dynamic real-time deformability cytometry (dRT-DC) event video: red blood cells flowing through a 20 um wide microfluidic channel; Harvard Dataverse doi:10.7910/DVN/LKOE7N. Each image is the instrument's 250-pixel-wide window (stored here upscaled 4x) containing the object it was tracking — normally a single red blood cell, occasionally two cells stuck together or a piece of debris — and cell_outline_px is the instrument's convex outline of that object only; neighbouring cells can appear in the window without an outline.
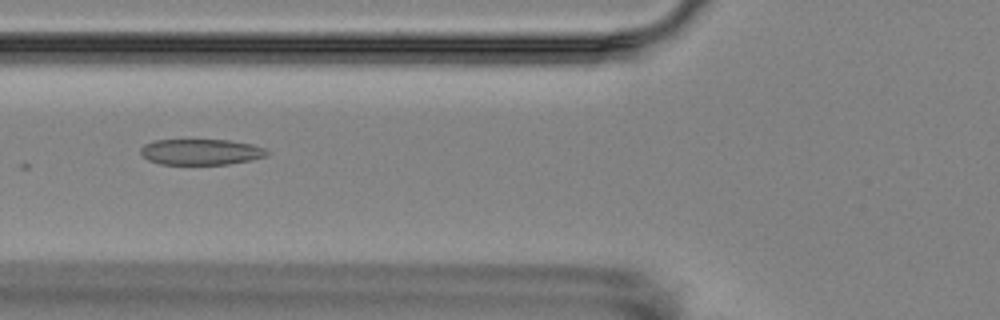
{"species": "Egyptian fruit bat (a non-hibernating species)", "species_latin": "Rousettus aegyptiacus", "temperature_condition": "room temperature", "stored_images_in_passage": 7, "camera_frame_rate_fps": 3000, "um_per_image_px": 0.085, "animal": {"sex": "female"}, "frame": {"image": 1, "passage_image": 6, "time_ms": 6.667, "image_size_px": [1000, 320], "cell_outline_px": [[268, 152], [264, 156], [248, 160], [228, 164], [160, 164], [148, 160], [140, 152], [140, 148], [144, 144], [156, 140], [228, 140], [252, 144], [264, 148]], "centroid_in_image_um": [17.03, 12.91], "position_along_channel_um": 108.8, "area_um2": 18.79}}
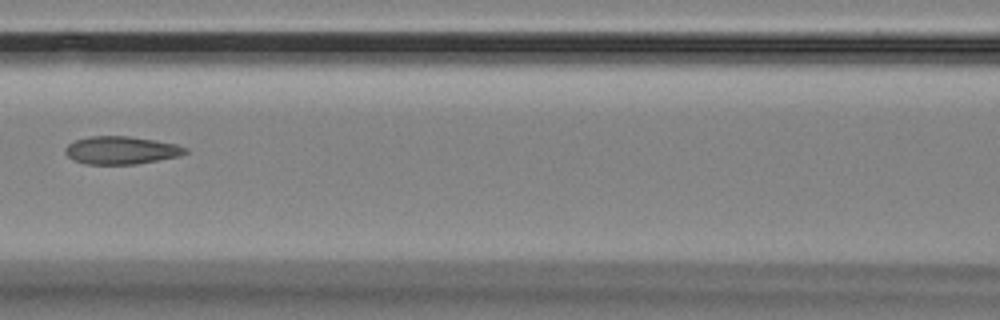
{"frame": {"image": 2, "passage_image": 7, "time_ms": 8.0, "image_size_px": [1000, 320], "cell_outline_px": [[188, 152], [180, 156], [136, 164], [84, 164], [72, 160], [64, 152], [64, 148], [68, 144], [76, 140], [88, 136], [128, 136], [156, 140], [176, 144], [188, 148]], "centroid_in_image_um": [10.29, 12.77], "position_along_channel_um": 156.3, "area_um2": 19.65}}